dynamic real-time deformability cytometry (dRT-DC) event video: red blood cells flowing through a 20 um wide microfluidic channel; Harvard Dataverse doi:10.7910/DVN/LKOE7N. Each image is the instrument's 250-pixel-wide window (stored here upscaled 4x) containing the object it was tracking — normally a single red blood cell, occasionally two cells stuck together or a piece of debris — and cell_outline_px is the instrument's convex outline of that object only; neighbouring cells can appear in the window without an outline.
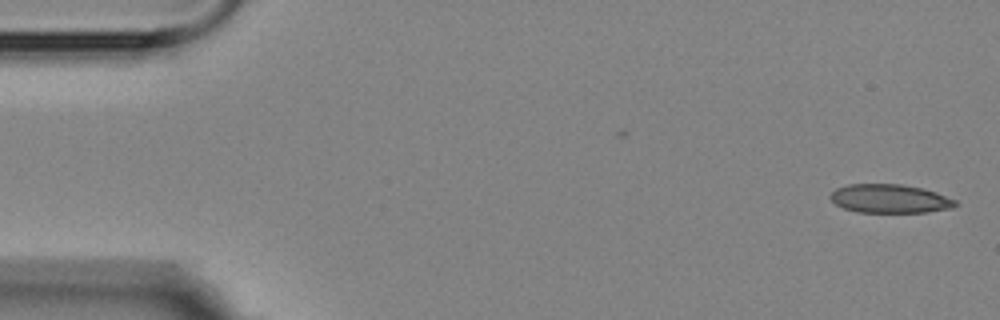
{"species": "Egyptian fruit bat (a non-hibernating species)", "species_latin": "Rousettus aegyptiacus", "temperature_condition": "room temperature", "stored_images_in_passage": 5, "camera_frame_rate_fps": 3000, "um_per_image_px": 0.085, "animal": {"sex": "female"}, "frame": {"image": 1, "passage_image": 1, "time_ms": 0.0, "image_size_px": [1000, 320], "cell_outline_px": [[960, 204], [952, 208], [924, 212], [856, 212], [844, 208], [836, 204], [828, 196], [836, 188], [848, 184], [900, 184], [924, 188], [936, 192], [956, 200]], "centroid_in_image_um": [75.65, 16.88], "position_along_channel_um": 9.4, "area_um2": 20.98}}
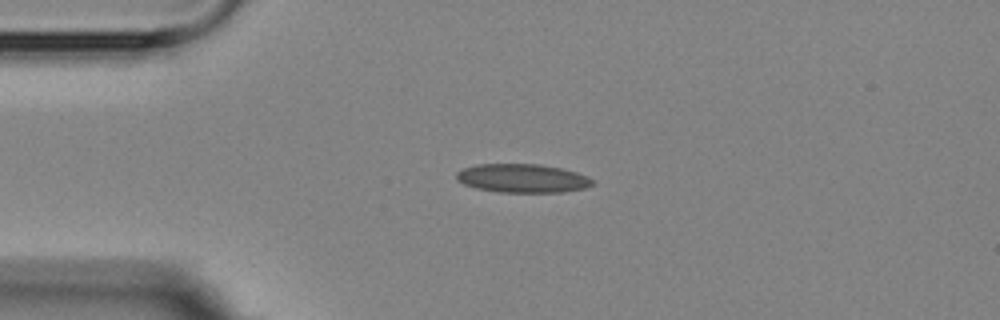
{"frame": {"image": 2, "passage_image": 4, "time_ms": 3.667, "image_size_px": [1000, 320], "cell_outline_px": [[592, 184], [584, 188], [560, 192], [500, 192], [476, 188], [464, 184], [456, 180], [456, 172], [464, 168], [480, 164], [540, 164], [560, 168], [576, 172], [592, 180]], "centroid_in_image_um": [44.35, 15.15], "position_along_channel_um": 40.6, "area_um2": 22.43}}